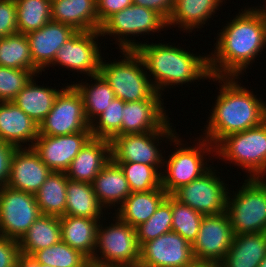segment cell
<instances>
[{
	"label": "cell",
	"instance_id": "obj_26",
	"mask_svg": "<svg viewBox=\"0 0 266 267\" xmlns=\"http://www.w3.org/2000/svg\"><path fill=\"white\" fill-rule=\"evenodd\" d=\"M92 185L102 206H115L116 202L122 204L132 193L122 169L112 159L98 173Z\"/></svg>",
	"mask_w": 266,
	"mask_h": 267
},
{
	"label": "cell",
	"instance_id": "obj_46",
	"mask_svg": "<svg viewBox=\"0 0 266 267\" xmlns=\"http://www.w3.org/2000/svg\"><path fill=\"white\" fill-rule=\"evenodd\" d=\"M133 4L154 10L167 21L173 10L174 0H133Z\"/></svg>",
	"mask_w": 266,
	"mask_h": 267
},
{
	"label": "cell",
	"instance_id": "obj_52",
	"mask_svg": "<svg viewBox=\"0 0 266 267\" xmlns=\"http://www.w3.org/2000/svg\"><path fill=\"white\" fill-rule=\"evenodd\" d=\"M42 267H53V266H49V265H46V264H42Z\"/></svg>",
	"mask_w": 266,
	"mask_h": 267
},
{
	"label": "cell",
	"instance_id": "obj_14",
	"mask_svg": "<svg viewBox=\"0 0 266 267\" xmlns=\"http://www.w3.org/2000/svg\"><path fill=\"white\" fill-rule=\"evenodd\" d=\"M193 260L191 243L171 231L140 246L138 267H185Z\"/></svg>",
	"mask_w": 266,
	"mask_h": 267
},
{
	"label": "cell",
	"instance_id": "obj_49",
	"mask_svg": "<svg viewBox=\"0 0 266 267\" xmlns=\"http://www.w3.org/2000/svg\"><path fill=\"white\" fill-rule=\"evenodd\" d=\"M258 267H266V256L265 258L261 261Z\"/></svg>",
	"mask_w": 266,
	"mask_h": 267
},
{
	"label": "cell",
	"instance_id": "obj_37",
	"mask_svg": "<svg viewBox=\"0 0 266 267\" xmlns=\"http://www.w3.org/2000/svg\"><path fill=\"white\" fill-rule=\"evenodd\" d=\"M171 231L172 195H167L157 207L155 213L147 221L136 227L137 241L141 246L143 243Z\"/></svg>",
	"mask_w": 266,
	"mask_h": 267
},
{
	"label": "cell",
	"instance_id": "obj_40",
	"mask_svg": "<svg viewBox=\"0 0 266 267\" xmlns=\"http://www.w3.org/2000/svg\"><path fill=\"white\" fill-rule=\"evenodd\" d=\"M124 105L125 102L118 98L111 101L106 110L96 117L99 119L98 125L95 123L90 125L93 138L111 141L115 136L121 135Z\"/></svg>",
	"mask_w": 266,
	"mask_h": 267
},
{
	"label": "cell",
	"instance_id": "obj_16",
	"mask_svg": "<svg viewBox=\"0 0 266 267\" xmlns=\"http://www.w3.org/2000/svg\"><path fill=\"white\" fill-rule=\"evenodd\" d=\"M100 35V31H76L59 47L52 64L59 63L91 77L98 75L102 58L94 40Z\"/></svg>",
	"mask_w": 266,
	"mask_h": 267
},
{
	"label": "cell",
	"instance_id": "obj_34",
	"mask_svg": "<svg viewBox=\"0 0 266 267\" xmlns=\"http://www.w3.org/2000/svg\"><path fill=\"white\" fill-rule=\"evenodd\" d=\"M91 78L96 81L94 86L73 84L82 96L85 116L90 125L94 123L93 118L95 120L96 116L99 117L116 98L112 88L100 74Z\"/></svg>",
	"mask_w": 266,
	"mask_h": 267
},
{
	"label": "cell",
	"instance_id": "obj_23",
	"mask_svg": "<svg viewBox=\"0 0 266 267\" xmlns=\"http://www.w3.org/2000/svg\"><path fill=\"white\" fill-rule=\"evenodd\" d=\"M52 21L72 26L76 31H100L96 0L51 2Z\"/></svg>",
	"mask_w": 266,
	"mask_h": 267
},
{
	"label": "cell",
	"instance_id": "obj_9",
	"mask_svg": "<svg viewBox=\"0 0 266 267\" xmlns=\"http://www.w3.org/2000/svg\"><path fill=\"white\" fill-rule=\"evenodd\" d=\"M169 120L156 131L136 134H123L115 136L111 142V159L115 163H140L149 166L159 168L160 164L164 161L162 154L159 153L154 142L158 137H169V139L180 144V141L175 134L172 133L170 128ZM165 135V136H164ZM173 137V138H172ZM177 138V139H175ZM179 142V143H178ZM162 160V162H161Z\"/></svg>",
	"mask_w": 266,
	"mask_h": 267
},
{
	"label": "cell",
	"instance_id": "obj_3",
	"mask_svg": "<svg viewBox=\"0 0 266 267\" xmlns=\"http://www.w3.org/2000/svg\"><path fill=\"white\" fill-rule=\"evenodd\" d=\"M135 52L143 61L144 69L151 72L155 79L156 92L164 86L188 83L193 80L212 78L209 57L194 56L190 52L166 44H139Z\"/></svg>",
	"mask_w": 266,
	"mask_h": 267
},
{
	"label": "cell",
	"instance_id": "obj_8",
	"mask_svg": "<svg viewBox=\"0 0 266 267\" xmlns=\"http://www.w3.org/2000/svg\"><path fill=\"white\" fill-rule=\"evenodd\" d=\"M56 97L51 111L39 125V135L60 136L91 131L81 94L73 86H66Z\"/></svg>",
	"mask_w": 266,
	"mask_h": 267
},
{
	"label": "cell",
	"instance_id": "obj_13",
	"mask_svg": "<svg viewBox=\"0 0 266 267\" xmlns=\"http://www.w3.org/2000/svg\"><path fill=\"white\" fill-rule=\"evenodd\" d=\"M234 236L226 212L204 216L197 237L191 244L194 259L220 263L229 251Z\"/></svg>",
	"mask_w": 266,
	"mask_h": 267
},
{
	"label": "cell",
	"instance_id": "obj_25",
	"mask_svg": "<svg viewBox=\"0 0 266 267\" xmlns=\"http://www.w3.org/2000/svg\"><path fill=\"white\" fill-rule=\"evenodd\" d=\"M98 223L95 219L64 215L60 217L62 241L91 260L97 254Z\"/></svg>",
	"mask_w": 266,
	"mask_h": 267
},
{
	"label": "cell",
	"instance_id": "obj_29",
	"mask_svg": "<svg viewBox=\"0 0 266 267\" xmlns=\"http://www.w3.org/2000/svg\"><path fill=\"white\" fill-rule=\"evenodd\" d=\"M60 92V90L37 86L34 79H31L13 102L39 126L51 111Z\"/></svg>",
	"mask_w": 266,
	"mask_h": 267
},
{
	"label": "cell",
	"instance_id": "obj_38",
	"mask_svg": "<svg viewBox=\"0 0 266 267\" xmlns=\"http://www.w3.org/2000/svg\"><path fill=\"white\" fill-rule=\"evenodd\" d=\"M128 181L131 192H148L162 188L157 168L140 163H117Z\"/></svg>",
	"mask_w": 266,
	"mask_h": 267
},
{
	"label": "cell",
	"instance_id": "obj_35",
	"mask_svg": "<svg viewBox=\"0 0 266 267\" xmlns=\"http://www.w3.org/2000/svg\"><path fill=\"white\" fill-rule=\"evenodd\" d=\"M15 2L18 33L26 35L52 21L49 0H15Z\"/></svg>",
	"mask_w": 266,
	"mask_h": 267
},
{
	"label": "cell",
	"instance_id": "obj_17",
	"mask_svg": "<svg viewBox=\"0 0 266 267\" xmlns=\"http://www.w3.org/2000/svg\"><path fill=\"white\" fill-rule=\"evenodd\" d=\"M91 138V131L60 136L38 135L32 148L51 171L65 172Z\"/></svg>",
	"mask_w": 266,
	"mask_h": 267
},
{
	"label": "cell",
	"instance_id": "obj_6",
	"mask_svg": "<svg viewBox=\"0 0 266 267\" xmlns=\"http://www.w3.org/2000/svg\"><path fill=\"white\" fill-rule=\"evenodd\" d=\"M214 150L223 159L248 170L249 178L262 176L263 179L266 173V121L243 132L227 135L214 146Z\"/></svg>",
	"mask_w": 266,
	"mask_h": 267
},
{
	"label": "cell",
	"instance_id": "obj_30",
	"mask_svg": "<svg viewBox=\"0 0 266 267\" xmlns=\"http://www.w3.org/2000/svg\"><path fill=\"white\" fill-rule=\"evenodd\" d=\"M67 175L65 172H53L47 177L35 194L42 215L62 217L66 215Z\"/></svg>",
	"mask_w": 266,
	"mask_h": 267
},
{
	"label": "cell",
	"instance_id": "obj_7",
	"mask_svg": "<svg viewBox=\"0 0 266 267\" xmlns=\"http://www.w3.org/2000/svg\"><path fill=\"white\" fill-rule=\"evenodd\" d=\"M116 223L103 229L97 227L96 249L100 247L101 257L93 256L91 263L108 267H138L140 246L136 228L116 217Z\"/></svg>",
	"mask_w": 266,
	"mask_h": 267
},
{
	"label": "cell",
	"instance_id": "obj_31",
	"mask_svg": "<svg viewBox=\"0 0 266 267\" xmlns=\"http://www.w3.org/2000/svg\"><path fill=\"white\" fill-rule=\"evenodd\" d=\"M66 215L86 217L100 222L103 206L98 201L93 185L68 179Z\"/></svg>",
	"mask_w": 266,
	"mask_h": 267
},
{
	"label": "cell",
	"instance_id": "obj_10",
	"mask_svg": "<svg viewBox=\"0 0 266 267\" xmlns=\"http://www.w3.org/2000/svg\"><path fill=\"white\" fill-rule=\"evenodd\" d=\"M40 215L34 194L0 187V236L20 240Z\"/></svg>",
	"mask_w": 266,
	"mask_h": 267
},
{
	"label": "cell",
	"instance_id": "obj_43",
	"mask_svg": "<svg viewBox=\"0 0 266 267\" xmlns=\"http://www.w3.org/2000/svg\"><path fill=\"white\" fill-rule=\"evenodd\" d=\"M20 255L19 240L0 236V267H16Z\"/></svg>",
	"mask_w": 266,
	"mask_h": 267
},
{
	"label": "cell",
	"instance_id": "obj_42",
	"mask_svg": "<svg viewBox=\"0 0 266 267\" xmlns=\"http://www.w3.org/2000/svg\"><path fill=\"white\" fill-rule=\"evenodd\" d=\"M18 33L15 0H0V38Z\"/></svg>",
	"mask_w": 266,
	"mask_h": 267
},
{
	"label": "cell",
	"instance_id": "obj_39",
	"mask_svg": "<svg viewBox=\"0 0 266 267\" xmlns=\"http://www.w3.org/2000/svg\"><path fill=\"white\" fill-rule=\"evenodd\" d=\"M203 214L192 209L172 196V231L193 243L199 232Z\"/></svg>",
	"mask_w": 266,
	"mask_h": 267
},
{
	"label": "cell",
	"instance_id": "obj_36",
	"mask_svg": "<svg viewBox=\"0 0 266 267\" xmlns=\"http://www.w3.org/2000/svg\"><path fill=\"white\" fill-rule=\"evenodd\" d=\"M32 257L39 264L53 267H86L90 263L85 255L62 240L50 247L36 251Z\"/></svg>",
	"mask_w": 266,
	"mask_h": 267
},
{
	"label": "cell",
	"instance_id": "obj_15",
	"mask_svg": "<svg viewBox=\"0 0 266 267\" xmlns=\"http://www.w3.org/2000/svg\"><path fill=\"white\" fill-rule=\"evenodd\" d=\"M203 141L198 144L199 147H181L171 154L165 166L167 167V172L165 171L167 175L161 174V186L168 195H171L179 187L199 178L209 170L208 168L210 167L204 166L206 163H203V155L205 152L208 153L207 151L211 152L214 145L207 139Z\"/></svg>",
	"mask_w": 266,
	"mask_h": 267
},
{
	"label": "cell",
	"instance_id": "obj_11",
	"mask_svg": "<svg viewBox=\"0 0 266 267\" xmlns=\"http://www.w3.org/2000/svg\"><path fill=\"white\" fill-rule=\"evenodd\" d=\"M220 180L209 168L202 176L179 187L171 195L204 216L219 215L226 212L230 194Z\"/></svg>",
	"mask_w": 266,
	"mask_h": 267
},
{
	"label": "cell",
	"instance_id": "obj_5",
	"mask_svg": "<svg viewBox=\"0 0 266 267\" xmlns=\"http://www.w3.org/2000/svg\"><path fill=\"white\" fill-rule=\"evenodd\" d=\"M122 52L125 58L120 62L104 64L101 61L99 74L110 85L116 98L124 102L149 99L156 90L141 67L144 66L142 59L135 50Z\"/></svg>",
	"mask_w": 266,
	"mask_h": 267
},
{
	"label": "cell",
	"instance_id": "obj_21",
	"mask_svg": "<svg viewBox=\"0 0 266 267\" xmlns=\"http://www.w3.org/2000/svg\"><path fill=\"white\" fill-rule=\"evenodd\" d=\"M110 160L111 142L107 139L92 137L72 160L65 173L70 180L92 184Z\"/></svg>",
	"mask_w": 266,
	"mask_h": 267
},
{
	"label": "cell",
	"instance_id": "obj_50",
	"mask_svg": "<svg viewBox=\"0 0 266 267\" xmlns=\"http://www.w3.org/2000/svg\"><path fill=\"white\" fill-rule=\"evenodd\" d=\"M86 267H108V266H100V265L93 264L90 262Z\"/></svg>",
	"mask_w": 266,
	"mask_h": 267
},
{
	"label": "cell",
	"instance_id": "obj_41",
	"mask_svg": "<svg viewBox=\"0 0 266 267\" xmlns=\"http://www.w3.org/2000/svg\"><path fill=\"white\" fill-rule=\"evenodd\" d=\"M33 76L30 70L0 66V102L13 101Z\"/></svg>",
	"mask_w": 266,
	"mask_h": 267
},
{
	"label": "cell",
	"instance_id": "obj_4",
	"mask_svg": "<svg viewBox=\"0 0 266 267\" xmlns=\"http://www.w3.org/2000/svg\"><path fill=\"white\" fill-rule=\"evenodd\" d=\"M261 180L249 178L233 199L228 196L226 213L235 235L266 232V182Z\"/></svg>",
	"mask_w": 266,
	"mask_h": 267
},
{
	"label": "cell",
	"instance_id": "obj_12",
	"mask_svg": "<svg viewBox=\"0 0 266 267\" xmlns=\"http://www.w3.org/2000/svg\"><path fill=\"white\" fill-rule=\"evenodd\" d=\"M167 26V21L156 11L132 4L114 13L101 26V36L118 35L121 50H134L139 44L124 38L127 35L155 32ZM125 35V36H124ZM123 36V37H122ZM123 38V39H122Z\"/></svg>",
	"mask_w": 266,
	"mask_h": 267
},
{
	"label": "cell",
	"instance_id": "obj_1",
	"mask_svg": "<svg viewBox=\"0 0 266 267\" xmlns=\"http://www.w3.org/2000/svg\"><path fill=\"white\" fill-rule=\"evenodd\" d=\"M231 21L221 30L215 53L209 57L212 77L237 78L265 47L266 23L259 9H245Z\"/></svg>",
	"mask_w": 266,
	"mask_h": 267
},
{
	"label": "cell",
	"instance_id": "obj_44",
	"mask_svg": "<svg viewBox=\"0 0 266 267\" xmlns=\"http://www.w3.org/2000/svg\"><path fill=\"white\" fill-rule=\"evenodd\" d=\"M98 21L102 25L114 13L133 4V0H96Z\"/></svg>",
	"mask_w": 266,
	"mask_h": 267
},
{
	"label": "cell",
	"instance_id": "obj_27",
	"mask_svg": "<svg viewBox=\"0 0 266 267\" xmlns=\"http://www.w3.org/2000/svg\"><path fill=\"white\" fill-rule=\"evenodd\" d=\"M167 195L163 188L148 192H132L118 208L119 211L116 216L131 227L136 228L155 213Z\"/></svg>",
	"mask_w": 266,
	"mask_h": 267
},
{
	"label": "cell",
	"instance_id": "obj_45",
	"mask_svg": "<svg viewBox=\"0 0 266 267\" xmlns=\"http://www.w3.org/2000/svg\"><path fill=\"white\" fill-rule=\"evenodd\" d=\"M16 147L0 140V187L6 186L10 175V162Z\"/></svg>",
	"mask_w": 266,
	"mask_h": 267
},
{
	"label": "cell",
	"instance_id": "obj_32",
	"mask_svg": "<svg viewBox=\"0 0 266 267\" xmlns=\"http://www.w3.org/2000/svg\"><path fill=\"white\" fill-rule=\"evenodd\" d=\"M222 0H174L167 25L179 24L184 30H192L205 24Z\"/></svg>",
	"mask_w": 266,
	"mask_h": 267
},
{
	"label": "cell",
	"instance_id": "obj_20",
	"mask_svg": "<svg viewBox=\"0 0 266 267\" xmlns=\"http://www.w3.org/2000/svg\"><path fill=\"white\" fill-rule=\"evenodd\" d=\"M75 32L68 24L50 21L39 30L26 34L34 65L42 72L52 64L59 47Z\"/></svg>",
	"mask_w": 266,
	"mask_h": 267
},
{
	"label": "cell",
	"instance_id": "obj_24",
	"mask_svg": "<svg viewBox=\"0 0 266 267\" xmlns=\"http://www.w3.org/2000/svg\"><path fill=\"white\" fill-rule=\"evenodd\" d=\"M266 256V232L235 235L221 267H258Z\"/></svg>",
	"mask_w": 266,
	"mask_h": 267
},
{
	"label": "cell",
	"instance_id": "obj_51",
	"mask_svg": "<svg viewBox=\"0 0 266 267\" xmlns=\"http://www.w3.org/2000/svg\"><path fill=\"white\" fill-rule=\"evenodd\" d=\"M266 8V7H265ZM264 17L265 23H266V9H259ZM263 10V11H262Z\"/></svg>",
	"mask_w": 266,
	"mask_h": 267
},
{
	"label": "cell",
	"instance_id": "obj_18",
	"mask_svg": "<svg viewBox=\"0 0 266 267\" xmlns=\"http://www.w3.org/2000/svg\"><path fill=\"white\" fill-rule=\"evenodd\" d=\"M51 173L32 147L16 148L11 158L6 185L35 195Z\"/></svg>",
	"mask_w": 266,
	"mask_h": 267
},
{
	"label": "cell",
	"instance_id": "obj_33",
	"mask_svg": "<svg viewBox=\"0 0 266 267\" xmlns=\"http://www.w3.org/2000/svg\"><path fill=\"white\" fill-rule=\"evenodd\" d=\"M0 66L39 73L40 70L33 63L26 35L15 33L0 38Z\"/></svg>",
	"mask_w": 266,
	"mask_h": 267
},
{
	"label": "cell",
	"instance_id": "obj_48",
	"mask_svg": "<svg viewBox=\"0 0 266 267\" xmlns=\"http://www.w3.org/2000/svg\"><path fill=\"white\" fill-rule=\"evenodd\" d=\"M185 267H221V265L217 262L194 259L189 265H186Z\"/></svg>",
	"mask_w": 266,
	"mask_h": 267
},
{
	"label": "cell",
	"instance_id": "obj_28",
	"mask_svg": "<svg viewBox=\"0 0 266 267\" xmlns=\"http://www.w3.org/2000/svg\"><path fill=\"white\" fill-rule=\"evenodd\" d=\"M62 240L60 217L40 215L20 238L21 254L32 256L36 251L50 247Z\"/></svg>",
	"mask_w": 266,
	"mask_h": 267
},
{
	"label": "cell",
	"instance_id": "obj_22",
	"mask_svg": "<svg viewBox=\"0 0 266 267\" xmlns=\"http://www.w3.org/2000/svg\"><path fill=\"white\" fill-rule=\"evenodd\" d=\"M39 126L13 101L0 102V140L21 148L20 142H30L38 138Z\"/></svg>",
	"mask_w": 266,
	"mask_h": 267
},
{
	"label": "cell",
	"instance_id": "obj_19",
	"mask_svg": "<svg viewBox=\"0 0 266 267\" xmlns=\"http://www.w3.org/2000/svg\"><path fill=\"white\" fill-rule=\"evenodd\" d=\"M160 96L155 92L149 99L125 102L121 135L159 130L168 120Z\"/></svg>",
	"mask_w": 266,
	"mask_h": 267
},
{
	"label": "cell",
	"instance_id": "obj_47",
	"mask_svg": "<svg viewBox=\"0 0 266 267\" xmlns=\"http://www.w3.org/2000/svg\"><path fill=\"white\" fill-rule=\"evenodd\" d=\"M16 267H42V264H39L32 256L21 254Z\"/></svg>",
	"mask_w": 266,
	"mask_h": 267
},
{
	"label": "cell",
	"instance_id": "obj_2",
	"mask_svg": "<svg viewBox=\"0 0 266 267\" xmlns=\"http://www.w3.org/2000/svg\"><path fill=\"white\" fill-rule=\"evenodd\" d=\"M223 81L217 102L206 129V138L216 145L222 138L243 132L266 121V104L246 88L235 82V77H212Z\"/></svg>",
	"mask_w": 266,
	"mask_h": 267
}]
</instances>
